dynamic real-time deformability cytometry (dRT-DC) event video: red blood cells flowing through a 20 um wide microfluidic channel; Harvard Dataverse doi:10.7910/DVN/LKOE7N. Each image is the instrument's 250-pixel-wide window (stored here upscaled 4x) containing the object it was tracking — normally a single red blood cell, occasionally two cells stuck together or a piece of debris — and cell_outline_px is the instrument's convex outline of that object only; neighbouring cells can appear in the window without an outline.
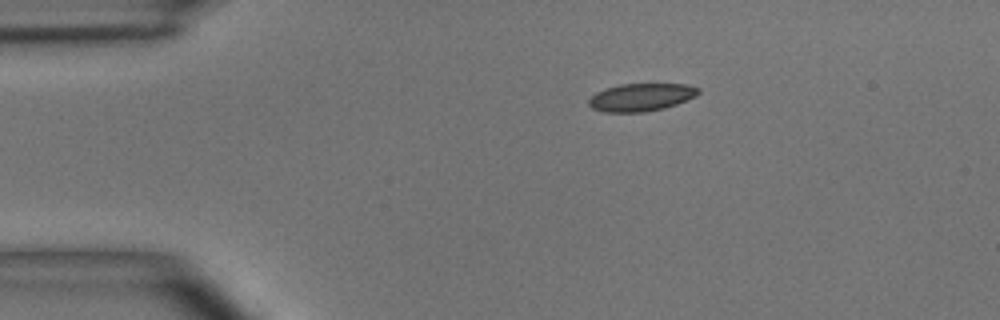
{"species": "common noctule bat (a hibernating species)", "species_latin": "Nyctalus noctula", "temperature_condition": "room temperature", "stored_images_in_passage": 2, "camera_frame_rate_fps": 3000, "um_per_image_px": 0.085, "animal": {"sex": "male", "body_mass_g": 15.6}, "frame": {"image": 1, "passage_image": 2, "time_ms": 1.333, "image_size_px": [1000, 320], "cell_outline_px": [[700, 92], [696, 96], [676, 104], [664, 108], [644, 112], [604, 112], [592, 108], [588, 104], [588, 100], [596, 92], [604, 88], [620, 84], [688, 84], [700, 88]], "centroid_in_image_um": [54.49, 8.26], "position_along_channel_um": 30.5, "area_um2": 17.8}}